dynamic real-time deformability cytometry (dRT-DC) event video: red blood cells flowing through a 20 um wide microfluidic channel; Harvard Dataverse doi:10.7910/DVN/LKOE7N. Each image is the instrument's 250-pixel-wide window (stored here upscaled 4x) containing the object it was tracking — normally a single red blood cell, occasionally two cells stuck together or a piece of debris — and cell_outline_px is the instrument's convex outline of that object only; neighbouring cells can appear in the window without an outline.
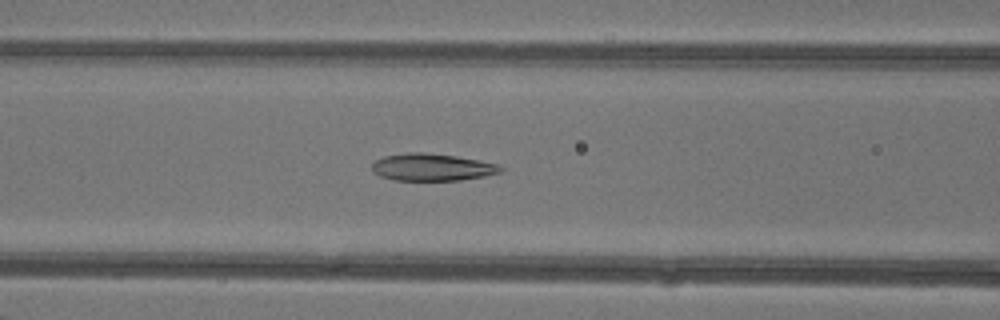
{"species": "common noctule bat (a hibernating species)", "species_latin": "Nyctalus noctula", "temperature_condition": "warm", "stored_images_in_passage": 47, "camera_frame_rate_fps": 3000, "um_per_image_px": 0.085, "animal": {"sex": "female"}, "frame": {"image": 1, "passage_image": 20, "time_ms": 6.333, "image_size_px": [1000, 320], "cell_outline_px": [[504, 168], [500, 172], [484, 176], [460, 180], [392, 180], [380, 176], [372, 172], [372, 164], [376, 160], [384, 156], [408, 152], [424, 152], [456, 156], [500, 164]], "centroid_in_image_um": [36.71, 14.21], "position_along_channel_um": 129.9, "area_um2": 20.46}}
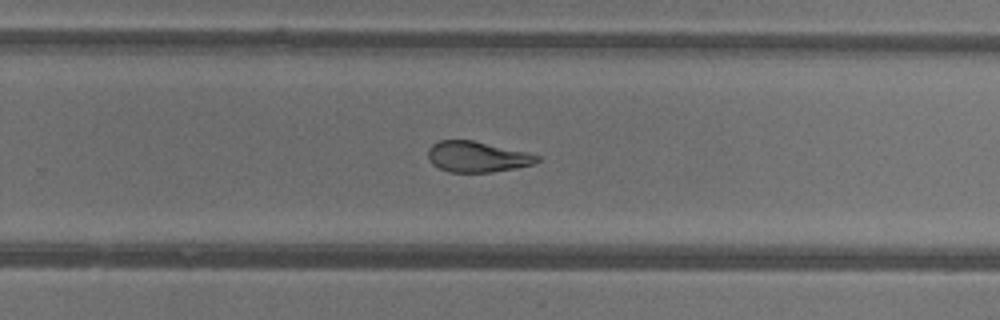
{"frame": {"image": 2, "passage_image": 31, "time_ms": 10.0, "image_size_px": [1000, 320], "cell_outline_px": [[540, 160], [532, 164], [516, 168], [492, 172], [448, 172], [432, 164], [428, 156], [428, 148], [432, 144], [440, 140], [472, 140], [528, 152], [540, 156]], "centroid_in_image_um": [40.56, 13.32], "position_along_channel_um": 289.2, "area_um2": 19.54}}
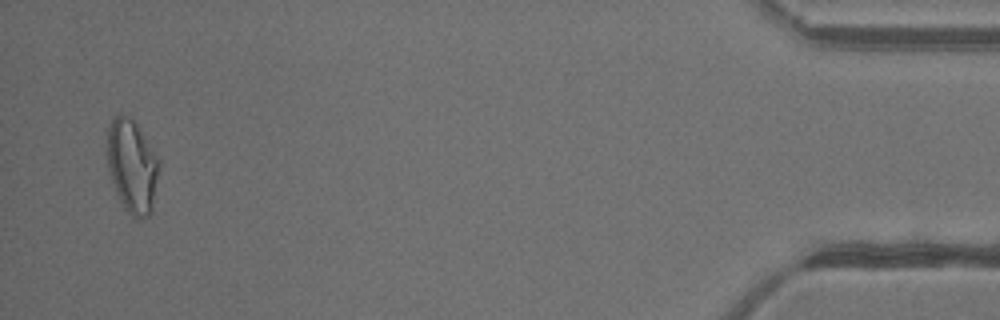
{"frame": {"image": 3, "passage_image": 46, "time_ms": 15.0, "image_size_px": [1000, 320], "cell_outline_px": [[160, 168], [152, 212], [148, 216], [132, 216], [124, 208], [116, 192], [108, 168], [108, 128], [112, 116], [120, 112], [132, 120], [136, 124], [160, 160]], "centroid_in_image_um": [11.25, 14.11], "position_along_channel_um": 424.0, "area_um2": 28.03}, "authors_computed_cell_mechanics": {"area_um2": 22.7732, "velocity_mm_per_s": 4.3564, "shape_relaxation_time_tau1_ms": null, "shape_relaxation_time_tau2_ms": 1.9555, "deformation_change_tau1": null, "deformation_change_tau2": 0.0827}}